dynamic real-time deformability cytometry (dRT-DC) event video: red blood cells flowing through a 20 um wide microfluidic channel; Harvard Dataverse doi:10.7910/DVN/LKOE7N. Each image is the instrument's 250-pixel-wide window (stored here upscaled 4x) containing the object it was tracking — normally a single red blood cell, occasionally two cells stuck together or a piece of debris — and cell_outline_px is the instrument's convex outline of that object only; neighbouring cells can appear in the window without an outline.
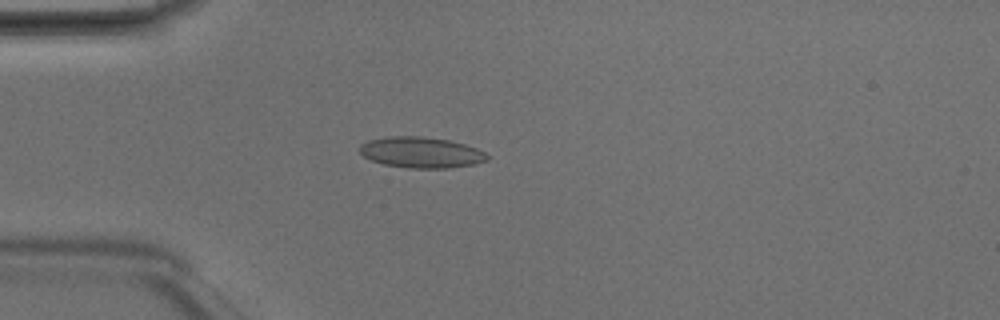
{"species": "Egyptian fruit bat (a non-hibernating species)", "species_latin": "Rousettus aegyptiacus", "temperature_condition": "room temperature", "stored_images_in_passage": 3, "camera_frame_rate_fps": 3000, "um_per_image_px": 0.085, "animal": {"sex": "male"}, "frame": {"image": 1, "passage_image": 2, "time_ms": 0.333, "image_size_px": [1000, 320], "cell_outline_px": [[488, 160], [472, 164], [448, 168], [408, 168], [384, 164], [372, 160], [364, 156], [360, 152], [360, 144], [368, 140], [388, 136], [420, 136], [448, 140], [464, 144], [476, 148], [484, 152], [488, 156]], "centroid_in_image_um": [35.77, 12.95], "position_along_channel_um": 49.2, "area_um2": 22.77}}